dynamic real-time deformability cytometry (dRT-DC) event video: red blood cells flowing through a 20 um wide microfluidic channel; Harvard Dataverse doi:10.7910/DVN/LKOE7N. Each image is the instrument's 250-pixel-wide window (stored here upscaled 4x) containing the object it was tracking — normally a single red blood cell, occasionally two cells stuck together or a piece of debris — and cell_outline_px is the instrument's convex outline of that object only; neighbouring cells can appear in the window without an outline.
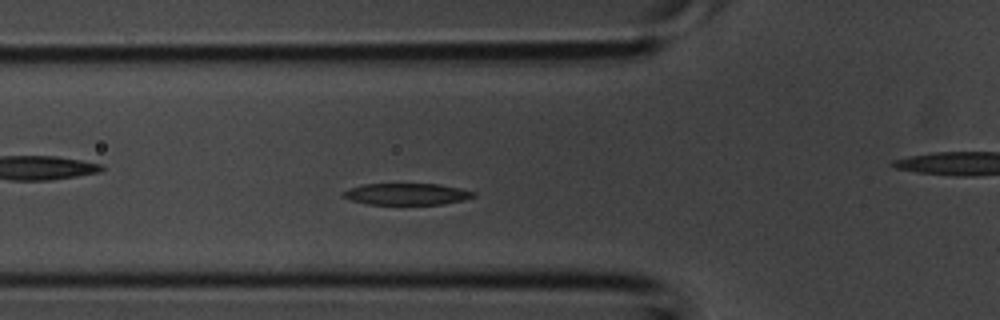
{"species": "common noctule bat (a hibernating species)", "species_latin": "Nyctalus noctula", "temperature_condition": "room temperature", "stored_images_in_passage": 29, "camera_frame_rate_fps": 3000, "um_per_image_px": 0.085, "animal": {"sex": "male", "body_mass_g": 20.1, "forearm_length_mm": 53.5}, "frame": {"image": 1, "passage_image": 3, "time_ms": 0.667, "image_size_px": [1000, 320], "cell_outline_px": [[476, 196], [464, 200], [444, 204], [368, 204], [352, 200], [340, 196], [348, 188], [364, 184], [440, 184], [460, 188], [476, 192]], "centroid_in_image_um": [34.6, 16.49], "position_along_channel_um": 91.2, "area_um2": 16.42}}
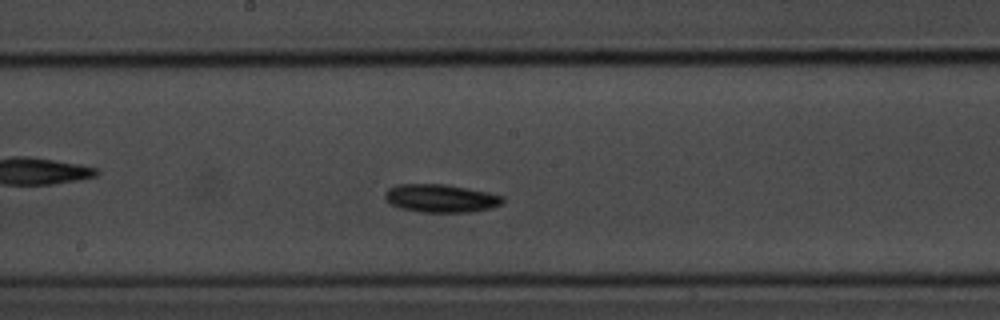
{"frame": {"image": 2, "passage_image": 10, "time_ms": 3.0, "image_size_px": [1000, 320], "cell_outline_px": [[504, 200], [500, 204], [492, 208], [468, 212], [420, 212], [400, 208], [392, 204], [384, 196], [384, 192], [388, 188], [396, 184], [444, 184], [468, 188], [488, 192], [504, 196]], "centroid_in_image_um": [37.46, 16.85], "position_along_channel_um": 210.7, "area_um2": 19.31}}
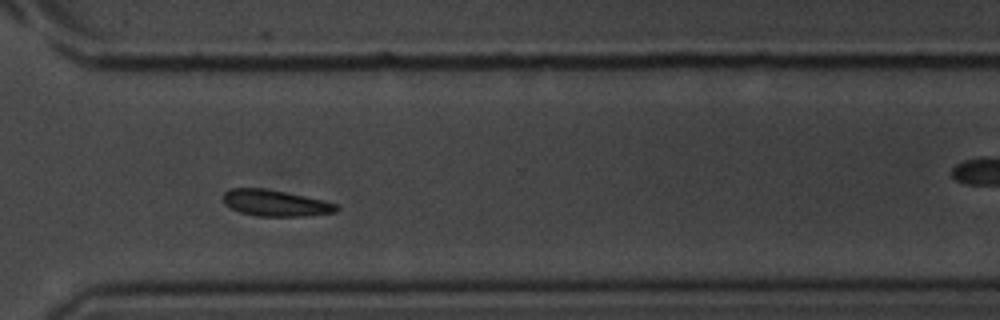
{"frame": {"image": 3, "passage_image": 18, "time_ms": 5.667, "image_size_px": [1000, 320], "cell_outline_px": [[340, 208], [336, 212], [304, 216], [256, 216], [240, 212], [224, 204], [224, 192], [232, 188], [264, 188], [324, 200], [340, 204]], "centroid_in_image_um": [23.45, 17.26], "position_along_channel_um": 347.2, "area_um2": 17.34}}